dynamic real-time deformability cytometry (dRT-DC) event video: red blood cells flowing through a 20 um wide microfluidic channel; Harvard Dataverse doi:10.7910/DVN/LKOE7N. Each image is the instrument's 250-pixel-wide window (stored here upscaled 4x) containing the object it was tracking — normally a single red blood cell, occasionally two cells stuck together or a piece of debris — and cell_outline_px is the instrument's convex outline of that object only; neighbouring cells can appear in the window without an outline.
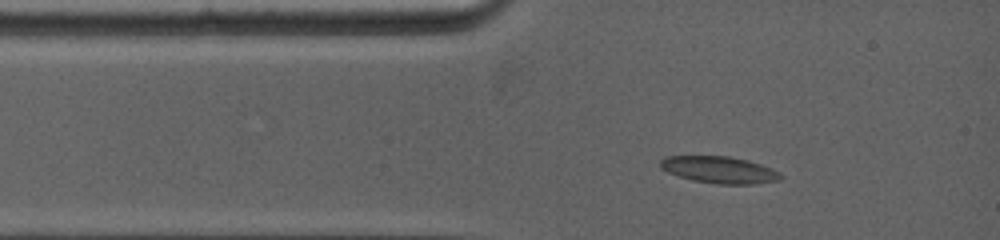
{"species": "common noctule bat (a hibernating species)", "species_latin": "Nyctalus noctula", "temperature_condition": "warm", "stored_images_in_passage": 14, "camera_frame_rate_fps": 5000, "um_per_image_px": 0.085, "animal": {"sex": "female", "body_mass_g": 19.0, "forearm_length_mm": 53.3}, "frame": {"image": 1, "passage_image": 3, "time_ms": 1.0, "image_size_px": [1000, 240], "cell_outline_px": [[784, 176], [780, 180], [752, 184], [716, 184], [692, 180], [668, 172], [660, 168], [660, 160], [664, 156], [728, 156], [748, 160], [772, 168], [780, 172]], "centroid_in_image_um": [61.16, 14.43], "position_along_channel_um": 23.8, "area_um2": 18.9}}
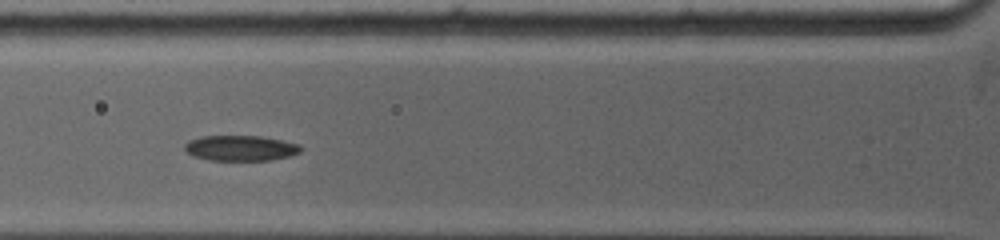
{"frame": {"image": 2, "passage_image": 8, "time_ms": 3.4, "image_size_px": [1000, 240], "cell_outline_px": [[300, 152], [288, 156], [268, 160], [208, 160], [192, 156], [184, 152], [184, 144], [188, 140], [200, 136], [260, 136], [300, 144]], "centroid_in_image_um": [20.36, 12.58], "position_along_channel_um": 105.4, "area_um2": 17.22}}
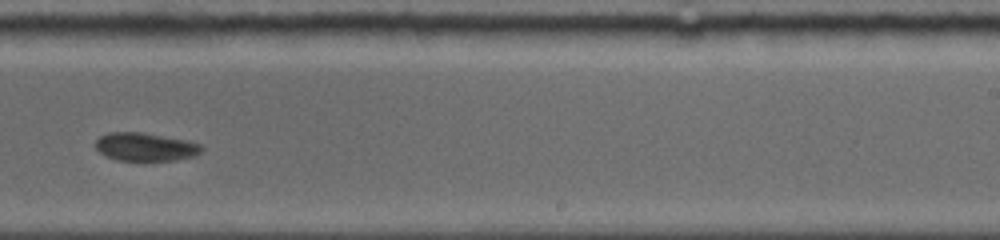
{"frame": {"image": 3, "passage_image": 14, "time_ms": 7.8, "image_size_px": [1000, 240], "cell_outline_px": [[204, 148], [196, 156], [176, 160], [116, 160], [104, 156], [96, 148], [96, 140], [100, 136], [108, 132], [140, 132], [184, 140], [200, 144]], "centroid_in_image_um": [12.34, 12.49], "position_along_channel_um": 276.7, "area_um2": 17.34}}